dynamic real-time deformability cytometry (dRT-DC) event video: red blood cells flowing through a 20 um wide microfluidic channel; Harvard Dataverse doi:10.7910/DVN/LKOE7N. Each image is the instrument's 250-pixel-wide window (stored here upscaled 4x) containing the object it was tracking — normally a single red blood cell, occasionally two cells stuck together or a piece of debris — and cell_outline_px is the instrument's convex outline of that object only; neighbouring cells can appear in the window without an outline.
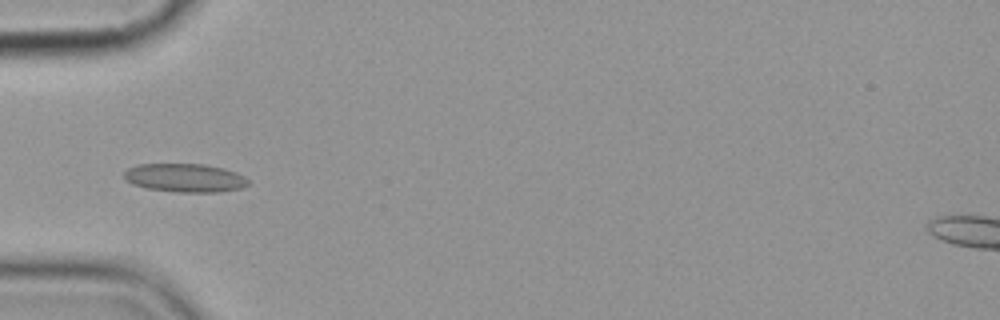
{"species": "common noctule bat (a hibernating species)", "species_latin": "Nyctalus noctula", "temperature_condition": "cold", "stored_images_in_passage": 7, "camera_frame_rate_fps": 3000, "um_per_image_px": 0.085, "animal": {"sex": "female", "body_mass_g": 19.9}, "frame": {"image": 1, "passage_image": 5, "time_ms": 5.667, "image_size_px": [1000, 320], "cell_outline_px": [[248, 184], [240, 188], [220, 192], [176, 192], [148, 188], [132, 184], [124, 180], [124, 172], [128, 168], [140, 164], [204, 164], [224, 168], [236, 172], [244, 176], [248, 180]], "centroid_in_image_um": [15.71, 15.11], "position_along_channel_um": 69.3, "area_um2": 20.63}}
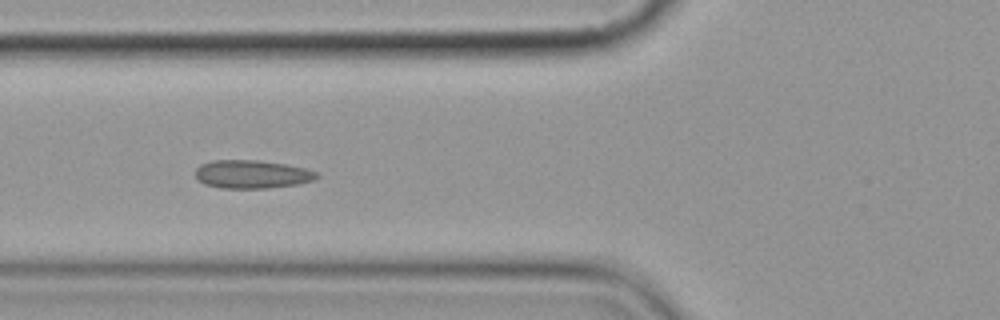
{"frame": {"image": 2, "passage_image": 6, "time_ms": 6.667, "image_size_px": [1000, 320], "cell_outline_px": [[320, 176], [316, 180], [300, 184], [268, 188], [220, 188], [204, 184], [196, 180], [196, 168], [200, 164], [212, 160], [260, 160], [284, 164], [304, 168], [320, 172]], "centroid_in_image_um": [21.44, 14.81], "position_along_channel_um": 104.4, "area_um2": 20.35}}
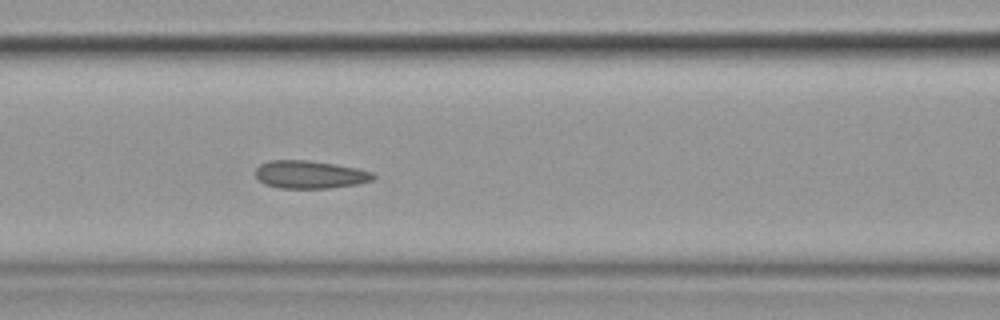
{"frame": {"image": 3, "passage_image": 7, "time_ms": 7.667, "image_size_px": [1000, 320], "cell_outline_px": [[376, 176], [372, 180], [356, 184], [328, 188], [280, 188], [264, 184], [256, 176], [256, 168], [260, 164], [268, 160], [312, 160], [336, 164], [356, 168], [372, 172]], "centroid_in_image_um": [26.32, 14.82], "position_along_channel_um": 140.3, "area_um2": 19.13}}